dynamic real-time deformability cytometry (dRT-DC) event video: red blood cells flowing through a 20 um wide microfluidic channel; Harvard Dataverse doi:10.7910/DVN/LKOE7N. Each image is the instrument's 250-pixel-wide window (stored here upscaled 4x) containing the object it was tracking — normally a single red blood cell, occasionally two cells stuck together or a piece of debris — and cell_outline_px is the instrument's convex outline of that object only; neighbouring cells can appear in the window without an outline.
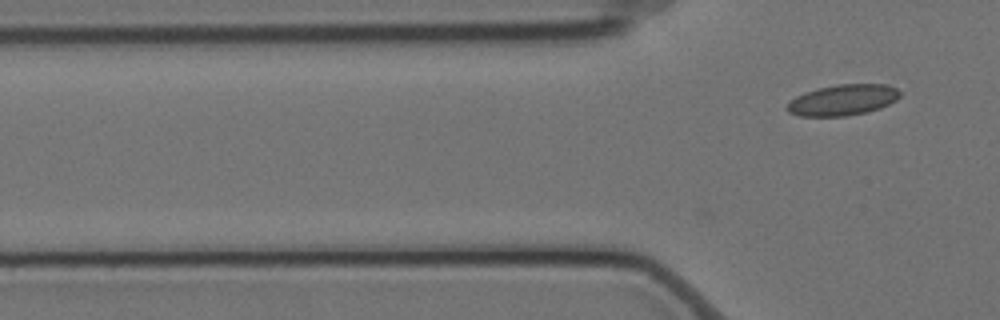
{"species": "Egyptian fruit bat (a non-hibernating species)", "species_latin": "Rousettus aegyptiacus", "temperature_condition": "cold", "stored_images_in_passage": 3, "camera_frame_rate_fps": 3000, "um_per_image_px": 0.085, "animal": {"sex": "female"}, "frame": {"image": 1, "passage_image": 3, "time_ms": 0.667, "image_size_px": [1000, 320], "cell_outline_px": [[900, 96], [896, 100], [880, 108], [868, 112], [848, 116], [800, 116], [788, 112], [784, 108], [796, 96], [804, 92], [820, 88], [840, 84], [888, 84], [896, 88], [900, 92]], "centroid_in_image_um": [71.65, 8.5], "position_along_channel_um": 54.2, "area_um2": 20.35}}